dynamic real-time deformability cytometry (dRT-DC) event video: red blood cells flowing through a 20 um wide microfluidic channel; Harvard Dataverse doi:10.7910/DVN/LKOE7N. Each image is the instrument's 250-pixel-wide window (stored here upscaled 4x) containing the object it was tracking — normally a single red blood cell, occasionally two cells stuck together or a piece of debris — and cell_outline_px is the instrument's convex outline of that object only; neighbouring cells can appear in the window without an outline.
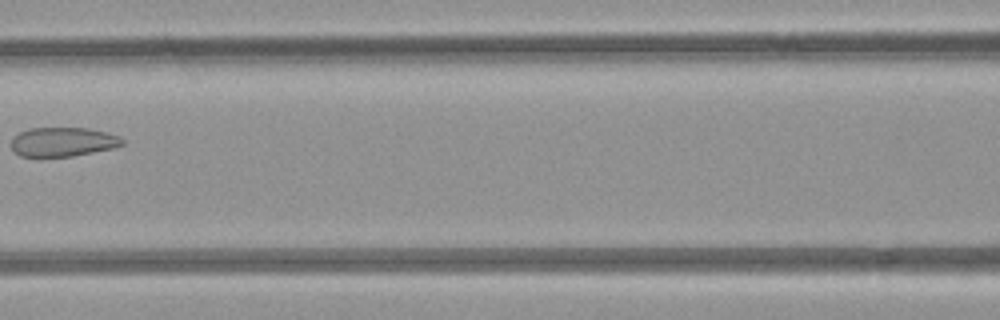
{"species": "common noctule bat (a hibernating species)", "species_latin": "Nyctalus noctula", "temperature_condition": "room temperature", "stored_images_in_passage": 4, "camera_frame_rate_fps": 3000, "um_per_image_px": 0.085, "animal": {"sex": "female", "body_mass_g": 21.9}, "frame": {"image": 1, "passage_image": 3, "time_ms": 2.333, "image_size_px": [1000, 320], "cell_outline_px": [[124, 144], [112, 148], [72, 156], [20, 156], [12, 148], [12, 136], [28, 128], [88, 128], [108, 132], [120, 136], [124, 140]], "centroid_in_image_um": [5.36, 12.04], "position_along_channel_um": 161.2, "area_um2": 18.84}}
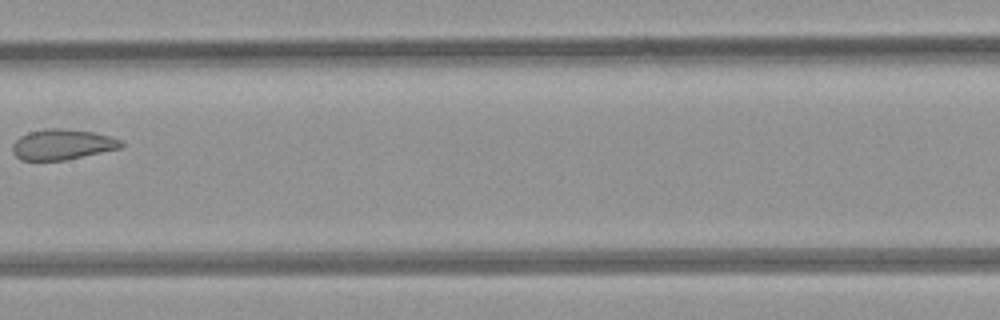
{"frame": {"image": 2, "passage_image": 4, "time_ms": 3.333, "image_size_px": [1000, 320], "cell_outline_px": [[124, 144], [120, 148], [64, 160], [20, 160], [12, 152], [12, 144], [20, 136], [28, 132], [52, 128], [60, 128], [92, 132], [124, 140]], "centroid_in_image_um": [5.28, 12.28], "position_along_channel_um": 202.1, "area_um2": 19.13}}